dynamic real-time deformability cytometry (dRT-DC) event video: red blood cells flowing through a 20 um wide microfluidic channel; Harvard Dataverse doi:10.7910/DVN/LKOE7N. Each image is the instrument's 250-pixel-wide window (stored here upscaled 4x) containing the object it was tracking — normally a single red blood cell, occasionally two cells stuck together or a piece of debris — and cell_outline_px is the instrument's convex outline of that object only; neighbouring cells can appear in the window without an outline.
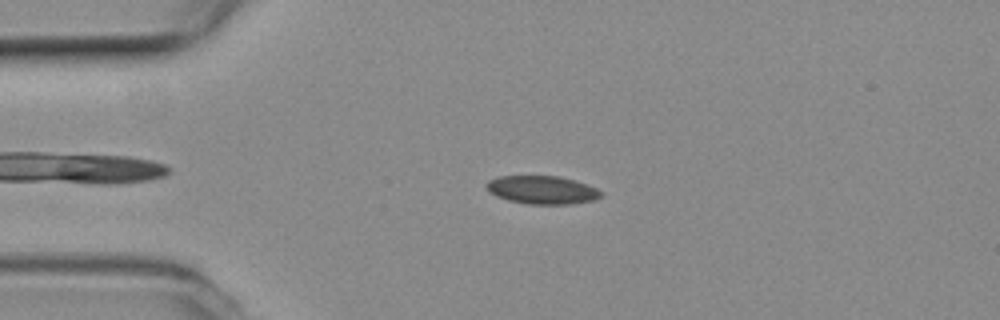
{"species": "common noctule bat (a hibernating species)", "species_latin": "Nyctalus noctula", "temperature_condition": "room temperature", "stored_images_in_passage": 52, "camera_frame_rate_fps": 3000, "um_per_image_px": 0.085, "animal": {"sex": "female", "body_mass_g": 19.3, "forearm_length_mm": 54.1}, "frame": {"image": 1, "passage_image": 10, "time_ms": 3.0, "image_size_px": [1000, 320], "cell_outline_px": [[604, 196], [596, 200], [572, 204], [528, 204], [508, 200], [496, 196], [488, 192], [484, 184], [488, 180], [500, 176], [560, 176], [596, 188], [604, 192]], "centroid_in_image_um": [46.08, 16.15], "position_along_channel_um": 38.9, "area_um2": 19.02}}
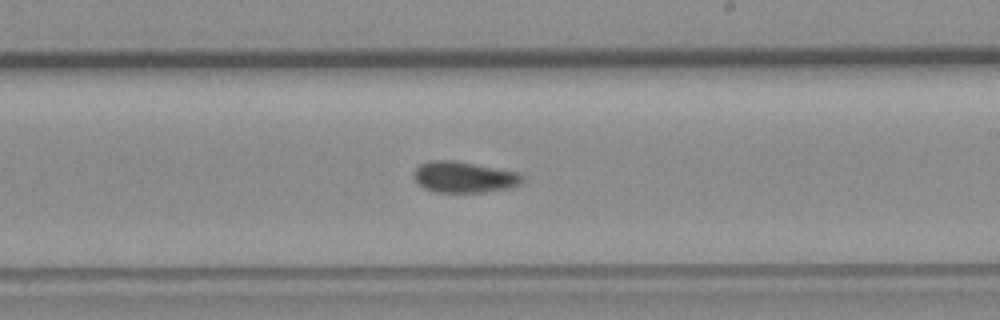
{"frame": {"image": 2, "passage_image": 29, "time_ms": 9.333, "image_size_px": [1000, 320], "cell_outline_px": [[524, 180], [520, 184], [512, 188], [484, 192], [436, 192], [424, 188], [412, 176], [412, 172], [420, 164], [428, 160], [452, 160], [516, 172], [524, 176]], "centroid_in_image_um": [39.43, 15.06], "position_along_channel_um": 249.6, "area_um2": 19.65}}
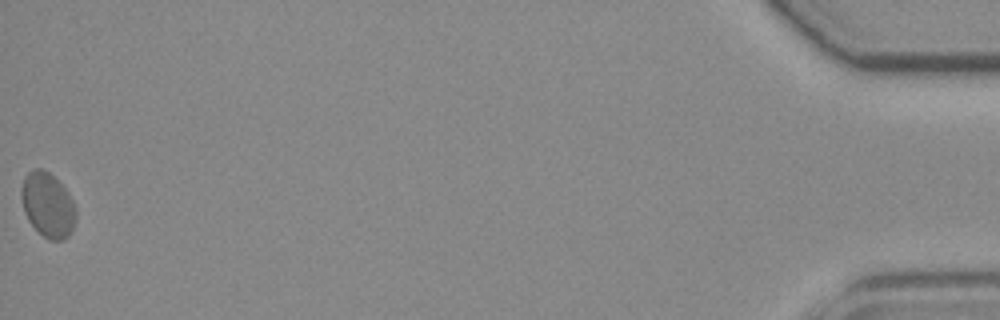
{"frame": {"image": 3, "passage_image": 52, "time_ms": 17.0, "image_size_px": [1000, 320], "cell_outline_px": [[76, 220], [68, 236], [64, 240], [48, 240], [28, 220], [24, 212], [20, 196], [20, 192], [24, 176], [28, 172], [36, 168], [40, 168], [48, 172], [64, 188], [72, 200], [76, 208]], "centroid_in_image_um": [4.04, 17.42], "position_along_channel_um": 431.2, "area_um2": 20.4}, "authors_computed_cell_mechanics": {"area_um2": 19.3341, "velocity_mm_per_s": 3.764, "shape_relaxation_time_tau1_ms": null, "shape_relaxation_time_tau2_ms": 3.6934, "deformation_change_tau1": null, "deformation_change_tau2": 0.0681}}